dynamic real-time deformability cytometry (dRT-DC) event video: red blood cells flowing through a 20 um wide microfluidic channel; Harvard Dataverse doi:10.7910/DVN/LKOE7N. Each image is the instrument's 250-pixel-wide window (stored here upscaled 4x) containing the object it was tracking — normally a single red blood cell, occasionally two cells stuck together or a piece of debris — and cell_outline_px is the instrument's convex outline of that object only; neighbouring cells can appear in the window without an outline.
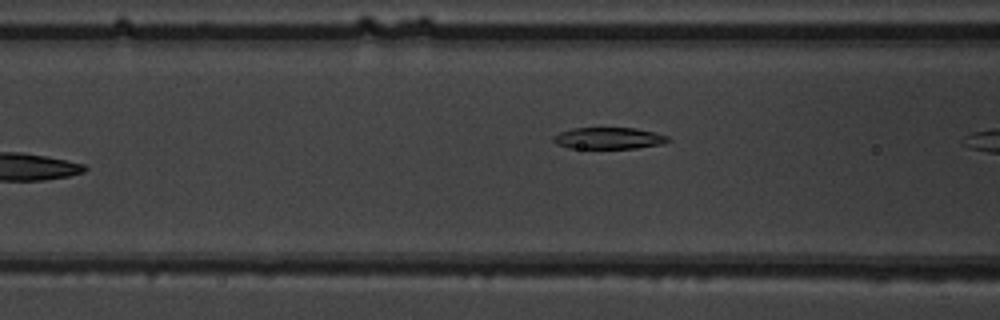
{"species": "common noctule bat (a hibernating species)", "species_latin": "Nyctalus noctula", "temperature_condition": "warm", "stored_images_in_passage": 8, "camera_frame_rate_fps": 3000, "um_per_image_px": 0.085, "animal": {"sex": "male", "body_mass_g": 19.5, "forearm_length_mm": 54.6}, "frame": {"image": 1, "passage_image": 7, "time_ms": 2.0, "image_size_px": [1000, 320], "cell_outline_px": [[672, 140], [660, 144], [636, 148], [568, 148], [556, 144], [552, 140], [552, 136], [560, 132], [572, 128], [636, 128], [668, 136]], "centroid_in_image_um": [51.7, 11.75], "position_along_channel_um": 114.9, "area_um2": 14.39}}